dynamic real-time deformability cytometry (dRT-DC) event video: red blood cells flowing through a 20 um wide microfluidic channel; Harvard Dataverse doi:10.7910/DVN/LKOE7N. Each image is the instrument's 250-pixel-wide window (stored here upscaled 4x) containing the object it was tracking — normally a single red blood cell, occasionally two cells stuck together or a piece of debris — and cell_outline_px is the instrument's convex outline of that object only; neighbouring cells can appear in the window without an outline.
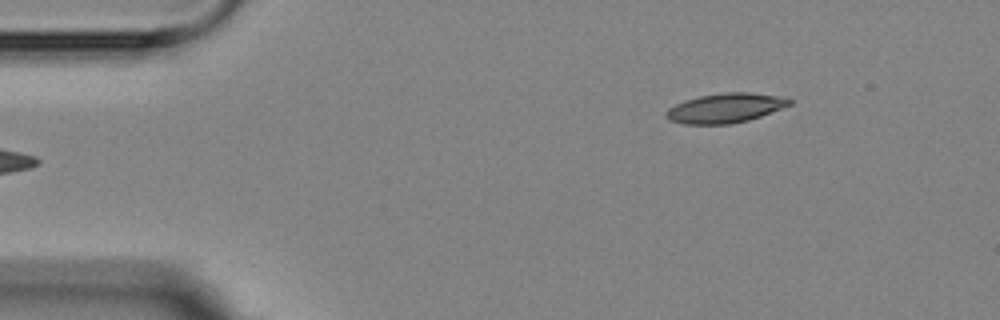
{"species": "Egyptian fruit bat (a non-hibernating species)", "species_latin": "Rousettus aegyptiacus", "temperature_condition": "room temperature", "stored_images_in_passage": 6, "camera_frame_rate_fps": 3000, "um_per_image_px": 0.085, "animal": {"sex": "female"}, "frame": {"image": 1, "passage_image": 6, "time_ms": 6.0, "image_size_px": [1000, 320], "cell_outline_px": [[792, 104], [760, 116], [748, 120], [728, 124], [684, 124], [668, 120], [664, 116], [664, 112], [668, 108], [684, 100], [700, 96], [724, 92], [748, 92], [776, 96], [792, 100]], "centroid_in_image_um": [61.58, 9.19], "position_along_channel_um": 23.4, "area_um2": 21.1}}